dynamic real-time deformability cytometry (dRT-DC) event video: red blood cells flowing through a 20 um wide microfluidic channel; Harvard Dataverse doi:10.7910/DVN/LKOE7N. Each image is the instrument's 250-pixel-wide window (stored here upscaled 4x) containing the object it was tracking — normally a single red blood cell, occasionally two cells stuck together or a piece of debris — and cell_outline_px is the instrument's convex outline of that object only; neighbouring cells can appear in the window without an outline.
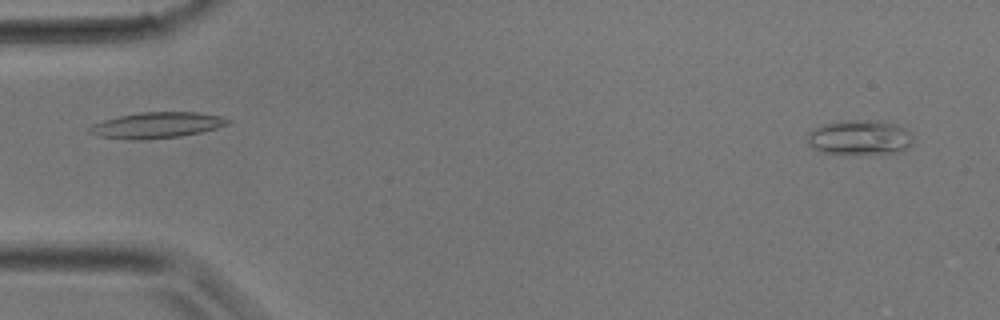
{"species": "common noctule bat (a hibernating species)", "species_latin": "Nyctalus noctula", "temperature_condition": "room temperature", "stored_images_in_passage": 29, "camera_frame_rate_fps": 3000, "um_per_image_px": 0.085, "animal": {"sex": "male", "body_mass_g": 17.9}, "frame": {"image": 1, "passage_image": 1, "time_ms": 0.0, "image_size_px": [1000, 320], "cell_outline_px": [[912, 144], [908, 148], [900, 152], [856, 156], [820, 152], [812, 148], [808, 144], [808, 132], [812, 128], [820, 124], [852, 120], [876, 120], [896, 124], [912, 132]], "centroid_in_image_um": [73.07, 11.72], "position_along_channel_um": 11.9, "area_um2": 22.31}}
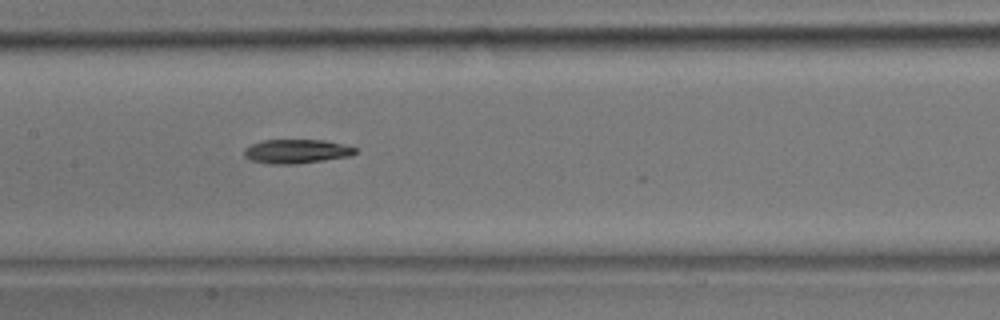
{"frame": {"image": 2, "passage_image": 16, "time_ms": 5.0, "image_size_px": [1000, 320], "cell_outline_px": [[356, 152], [352, 156], [296, 164], [268, 164], [252, 160], [244, 156], [244, 148], [252, 144], [264, 140], [324, 140], [344, 144], [356, 148]], "centroid_in_image_um": [25.21, 12.87], "position_along_channel_um": 182.2, "area_um2": 15.61}}
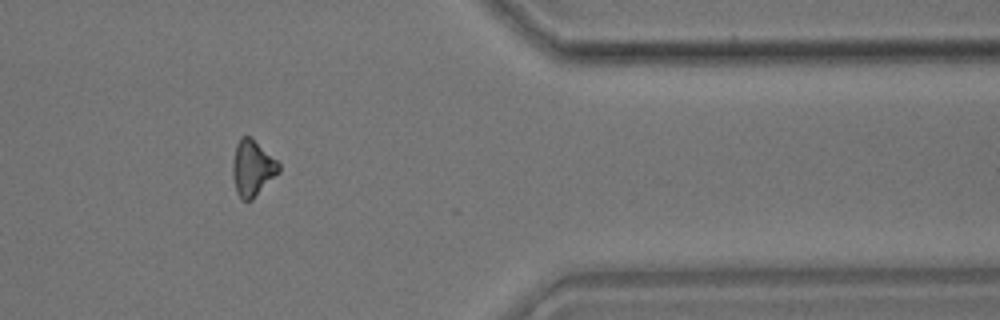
{"frame": {"image": 3, "passage_image": 28, "time_ms": 9.0, "image_size_px": [1000, 320], "cell_outline_px": [[280, 172], [252, 200], [240, 200], [236, 192], [232, 176], [232, 160], [236, 144], [240, 136], [248, 136], [276, 160], [280, 164]], "centroid_in_image_um": [21.43, 14.33], "position_along_channel_um": 390.0, "area_um2": 15.03}}